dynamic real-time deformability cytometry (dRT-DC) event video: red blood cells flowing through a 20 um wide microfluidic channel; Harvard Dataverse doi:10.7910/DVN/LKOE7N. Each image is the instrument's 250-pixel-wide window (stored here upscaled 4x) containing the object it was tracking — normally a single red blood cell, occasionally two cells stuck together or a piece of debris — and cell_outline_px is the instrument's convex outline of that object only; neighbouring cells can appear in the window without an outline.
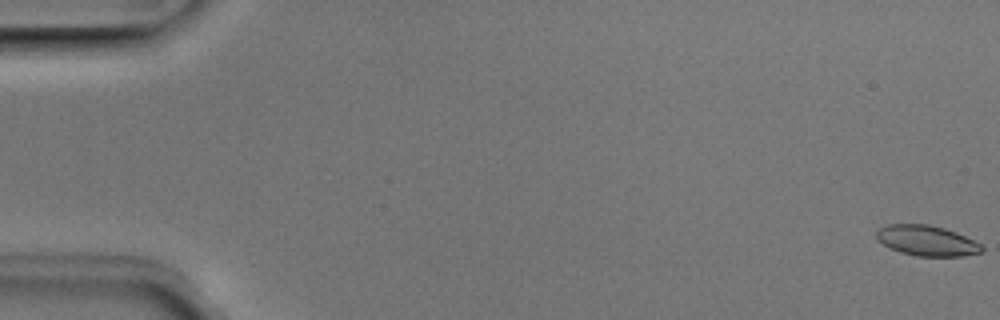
{"species": "Egyptian fruit bat (a non-hibernating species)", "species_latin": "Rousettus aegyptiacus", "temperature_condition": "room temperature", "stored_images_in_passage": 52, "camera_frame_rate_fps": 3000, "um_per_image_px": 0.085, "animal": {"sex": "male"}, "frame": {"image": 1, "passage_image": 1, "time_ms": 0.0, "image_size_px": [1000, 320], "cell_outline_px": [[984, 248], [980, 252], [964, 256], [916, 256], [900, 252], [888, 248], [876, 236], [876, 232], [880, 228], [888, 224], [928, 224], [944, 228], [956, 232], [980, 244]], "centroid_in_image_um": [78.76, 20.45], "position_along_channel_um": 6.2, "area_um2": 18.5}}
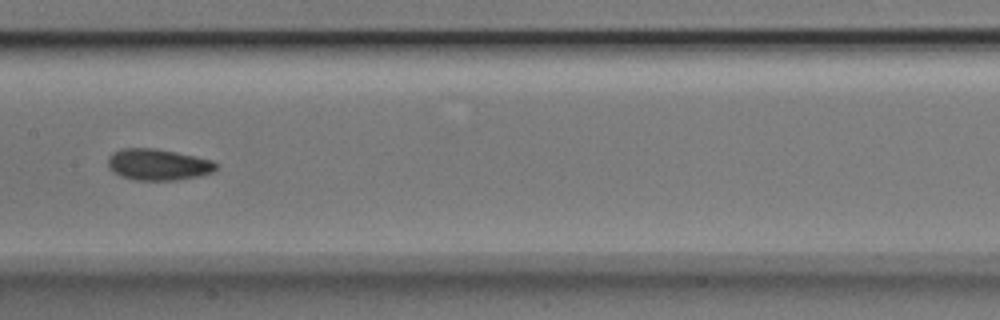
{"frame": {"image": 2, "passage_image": 27, "time_ms": 8.667, "image_size_px": [1000, 320], "cell_outline_px": [[220, 164], [212, 172], [200, 176], [176, 180], [136, 180], [120, 176], [112, 172], [108, 168], [108, 156], [112, 152], [120, 148], [156, 148], [196, 156], [212, 160]], "centroid_in_image_um": [13.42, 13.98], "position_along_channel_um": 194.0, "area_um2": 20.06}}
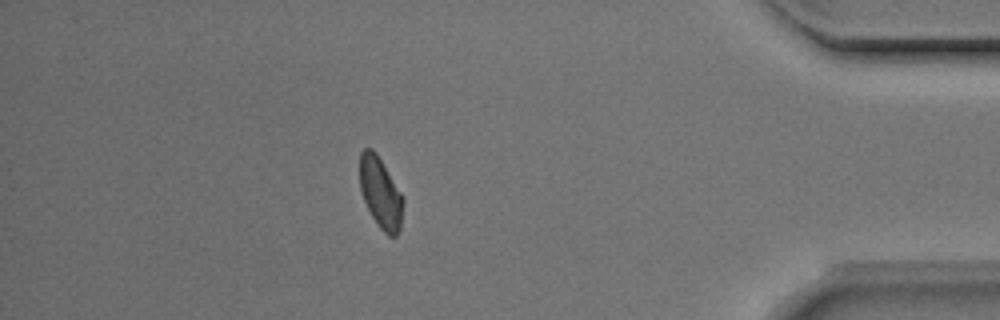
{"frame": {"image": 3, "passage_image": 46, "time_ms": 15.0, "image_size_px": [1000, 320], "cell_outline_px": [[404, 204], [400, 232], [396, 236], [388, 236], [380, 228], [372, 216], [364, 200], [360, 188], [360, 152], [364, 148], [372, 148], [376, 152], [404, 196]], "centroid_in_image_um": [32.38, 16.4], "position_along_channel_um": 402.8, "area_um2": 18.15}, "authors_computed_cell_mechanics": {"area_um2": 18.9584, "velocity_mm_per_s": 3.9508, "shape_relaxation_time_tau1_ms": 2.2288, "shape_relaxation_time_tau2_ms": 2.2927, "deformation_change_tau1": 0.1049, "deformation_change_tau2": 0.0832}}